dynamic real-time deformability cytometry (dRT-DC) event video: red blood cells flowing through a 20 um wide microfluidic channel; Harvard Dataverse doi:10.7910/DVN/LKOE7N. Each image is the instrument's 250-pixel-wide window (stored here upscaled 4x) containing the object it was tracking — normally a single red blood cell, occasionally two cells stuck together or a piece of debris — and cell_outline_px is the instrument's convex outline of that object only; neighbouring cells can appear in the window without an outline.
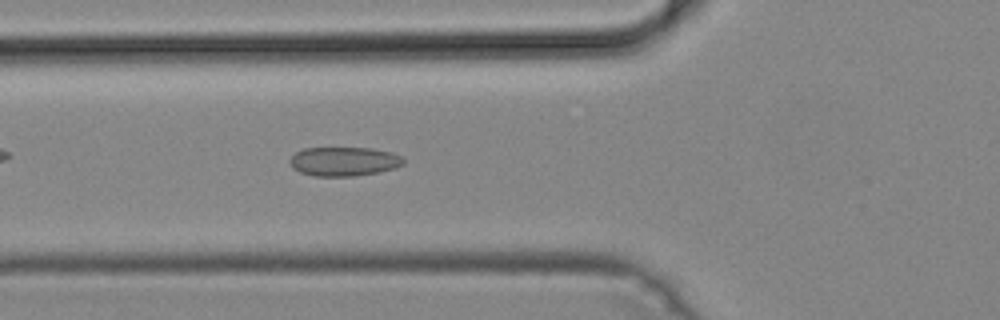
{"species": "common noctule bat (a hibernating species)", "species_latin": "Nyctalus noctula", "temperature_condition": "cold", "stored_images_in_passage": 48, "camera_frame_rate_fps": 3000, "um_per_image_px": 0.085, "animal": {"sex": "male", "body_mass_g": 19.2, "forearm_length_mm": 51.8}, "frame": {"image": 1, "passage_image": 17, "time_ms": 5.333, "image_size_px": [1000, 320], "cell_outline_px": [[404, 164], [396, 168], [380, 172], [352, 176], [312, 176], [300, 172], [292, 168], [288, 160], [296, 152], [304, 148], [372, 148], [392, 152], [400, 156], [404, 160]], "centroid_in_image_um": [29.23, 13.72], "position_along_channel_um": 96.6, "area_um2": 19.42}}
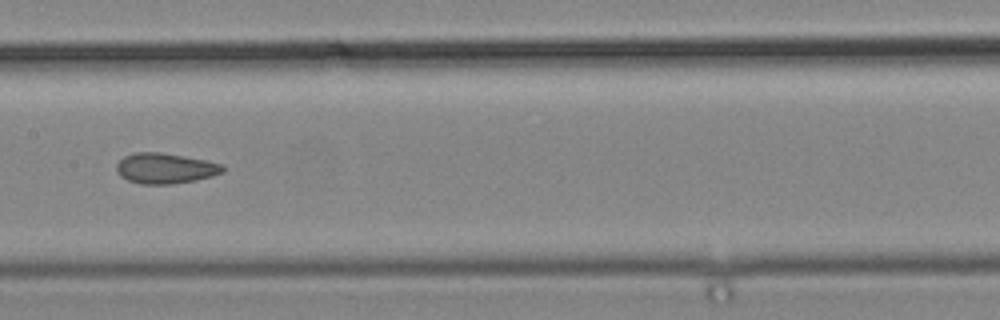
{"frame": {"image": 2, "passage_image": 24, "time_ms": 7.667, "image_size_px": [1000, 320], "cell_outline_px": [[224, 172], [212, 176], [196, 180], [168, 184], [140, 184], [128, 180], [120, 176], [116, 172], [116, 164], [124, 156], [136, 152], [160, 152], [184, 156], [224, 164]], "centroid_in_image_um": [14.03, 14.3], "position_along_channel_um": 193.4, "area_um2": 18.9}}
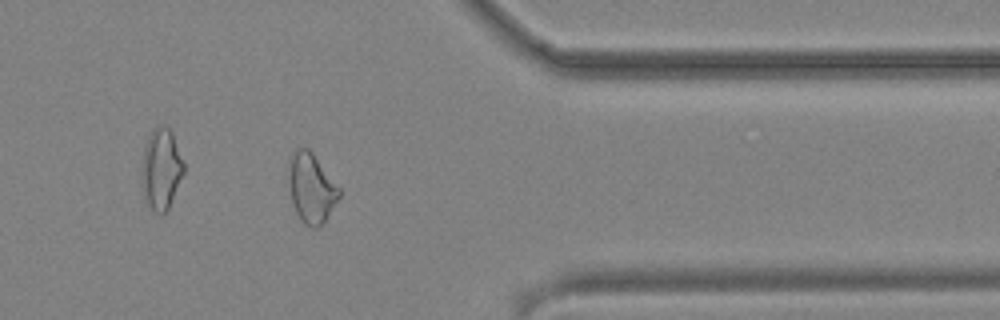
{"frame": {"image": 3, "passage_image": 39, "time_ms": 12.667, "image_size_px": [1000, 320], "cell_outline_px": [[340, 196], [320, 228], [312, 228], [304, 224], [300, 220], [296, 212], [292, 200], [288, 180], [288, 156], [296, 148], [308, 148], [312, 152], [340, 188]], "centroid_in_image_um": [26.44, 15.97], "position_along_channel_um": 385.0, "area_um2": 20.63}}